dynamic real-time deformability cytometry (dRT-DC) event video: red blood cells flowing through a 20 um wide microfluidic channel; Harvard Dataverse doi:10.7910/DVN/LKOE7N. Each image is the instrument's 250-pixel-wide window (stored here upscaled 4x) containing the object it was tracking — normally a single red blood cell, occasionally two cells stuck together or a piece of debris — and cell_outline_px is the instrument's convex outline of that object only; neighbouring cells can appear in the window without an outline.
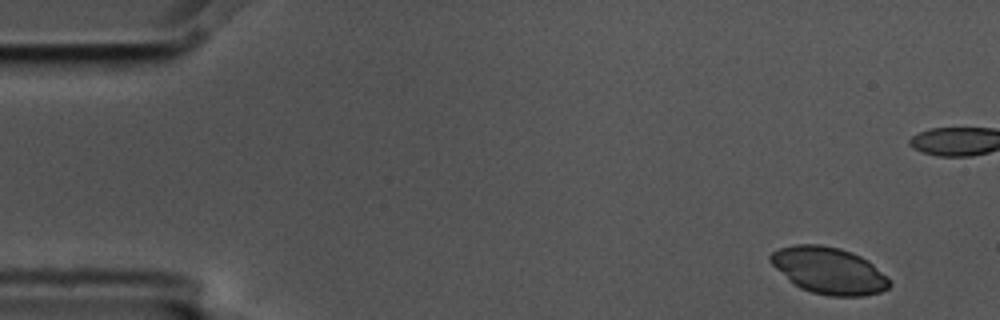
{"species": "common noctule bat (a hibernating species)", "species_latin": "Nyctalus noctula", "temperature_condition": "cold", "stored_images_in_passage": 6, "camera_frame_rate_fps": 3000, "um_per_image_px": 0.085, "animal": {"sex": "male", "body_mass_g": 17.5, "forearm_length_mm": 52.3}, "frame": {"image": 1, "passage_image": 1, "time_ms": 0.0, "image_size_px": [1000, 320], "cell_outline_px": [[892, 284], [888, 288], [880, 292], [864, 296], [828, 296], [812, 292], [800, 288], [788, 280], [768, 260], [768, 256], [772, 252], [780, 248], [792, 244], [820, 244], [840, 248], [852, 252], [868, 260], [888, 276]], "centroid_in_image_um": [70.46, 22.99], "position_along_channel_um": 14.5, "area_um2": 32.66}}